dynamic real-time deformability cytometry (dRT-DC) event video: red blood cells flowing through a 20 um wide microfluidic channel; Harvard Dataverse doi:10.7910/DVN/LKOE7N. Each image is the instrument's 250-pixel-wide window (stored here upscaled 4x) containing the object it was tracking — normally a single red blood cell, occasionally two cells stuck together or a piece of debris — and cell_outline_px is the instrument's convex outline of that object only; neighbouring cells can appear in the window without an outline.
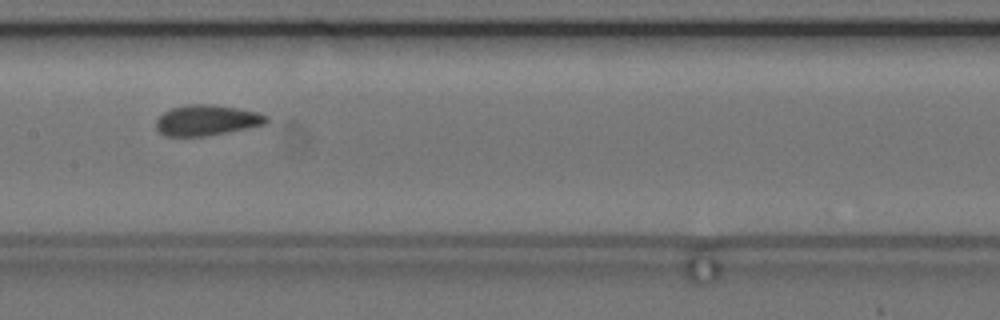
{"species": "common noctule bat (a hibernating species)", "species_latin": "Nyctalus noctula", "temperature_condition": "cold", "stored_images_in_passage": 10, "camera_frame_rate_fps": 3000, "um_per_image_px": 0.085, "animal": {"sex": "female", "body_mass_g": 24.6, "forearm_length_mm": 56.2}, "frame": {"image": 1, "passage_image": 9, "time_ms": 9.333, "image_size_px": [1000, 320], "cell_outline_px": [[268, 120], [264, 124], [204, 136], [168, 136], [160, 132], [156, 128], [156, 120], [164, 112], [172, 108], [188, 104], [212, 104], [236, 108], [256, 112], [268, 116]], "centroid_in_image_um": [17.53, 10.21], "position_along_channel_um": 189.9, "area_um2": 19.25}}